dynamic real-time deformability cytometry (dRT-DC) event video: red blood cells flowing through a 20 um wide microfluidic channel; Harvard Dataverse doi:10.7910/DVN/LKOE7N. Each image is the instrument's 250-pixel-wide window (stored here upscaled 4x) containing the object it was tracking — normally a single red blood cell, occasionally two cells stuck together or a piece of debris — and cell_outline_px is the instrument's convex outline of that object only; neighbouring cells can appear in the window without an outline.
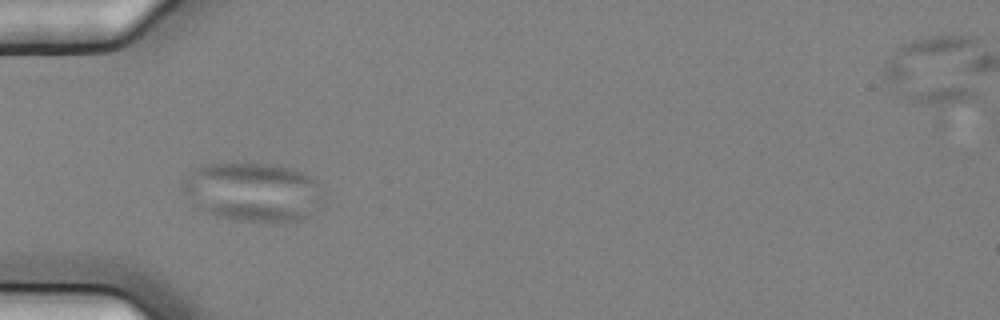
{"species": "common noctule bat (a hibernating species)", "species_latin": "Nyctalus noctula", "temperature_condition": "cold", "stored_images_in_passage": 15, "camera_frame_rate_fps": 3000, "um_per_image_px": 0.085, "animal": {"sex": "female", "body_mass_g": 25.1}, "frame": {"image": 1, "passage_image": 5, "time_ms": 1.333, "image_size_px": [1000, 320], "cell_outline_px": [[324, 200], [308, 216], [296, 220], [232, 220], [216, 216], [192, 204], [184, 192], [180, 184], [196, 168], [204, 164], [276, 164], [292, 168], [304, 172], [312, 176], [316, 180], [324, 192]], "centroid_in_image_um": [21.53, 16.29], "position_along_channel_um": 63.5, "area_um2": 48.03}}